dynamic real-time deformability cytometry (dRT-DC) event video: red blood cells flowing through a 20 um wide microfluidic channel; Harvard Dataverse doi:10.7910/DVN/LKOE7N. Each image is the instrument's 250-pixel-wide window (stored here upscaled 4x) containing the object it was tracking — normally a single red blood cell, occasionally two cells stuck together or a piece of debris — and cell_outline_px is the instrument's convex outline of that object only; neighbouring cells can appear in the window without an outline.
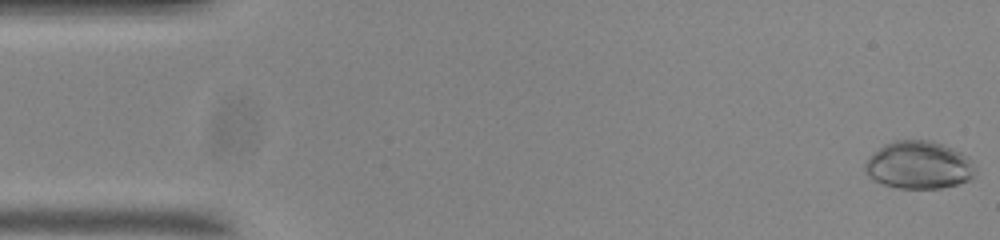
{"species": "common noctule bat (a hibernating species)", "species_latin": "Nyctalus noctula", "temperature_condition": "room temperature", "stored_images_in_passage": 55, "camera_frame_rate_fps": 3000, "um_per_image_px": 0.085, "animal": {"sex": "male", "body_mass_g": 20.0, "forearm_length_mm": 53.3}, "frame": {"image": 1, "passage_image": 1, "time_ms": 0.0, "image_size_px": [1000, 240], "cell_outline_px": [[972, 180], [940, 188], [896, 188], [884, 184], [868, 176], [864, 172], [864, 164], [868, 156], [884, 144], [896, 140], [928, 140], [952, 148], [968, 156], [972, 160]], "centroid_in_image_um": [78.05, 14.03], "position_along_channel_um": 6.9, "area_um2": 30.52}}
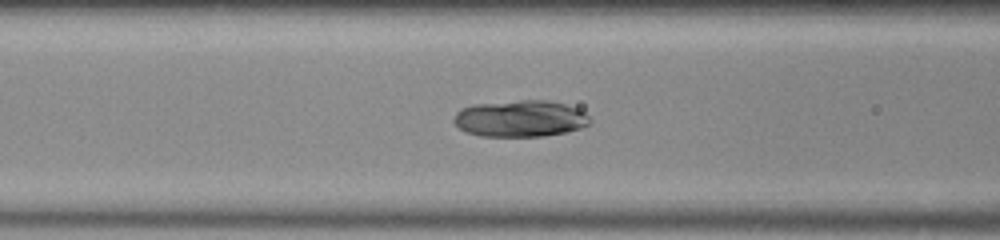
{"frame": {"image": 2, "passage_image": 21, "time_ms": 6.667, "image_size_px": [1000, 240], "cell_outline_px": [[592, 120], [588, 124], [580, 128], [564, 132], [544, 136], [480, 136], [464, 132], [452, 120], [456, 112], [460, 108], [476, 104], [520, 100], [548, 100], [564, 104], [576, 108], [584, 112]], "centroid_in_image_um": [44.19, 10.08], "position_along_channel_um": 122.4, "area_um2": 29.02}}
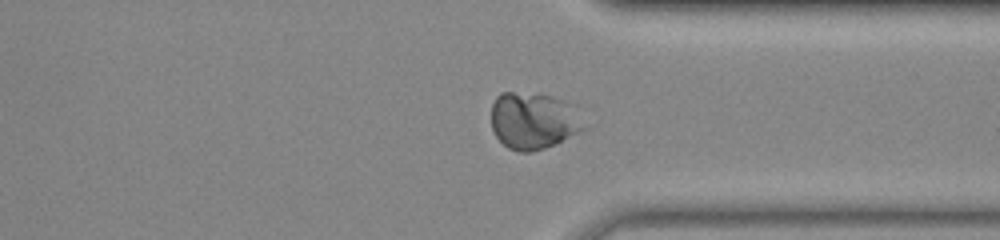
{"frame": {"image": 3, "passage_image": 41, "time_ms": 13.333, "image_size_px": [1000, 240], "cell_outline_px": [[588, 128], [556, 144], [532, 152], [520, 152], [508, 148], [496, 136], [492, 128], [492, 104], [496, 96], [500, 92], [512, 92], [552, 96], [580, 104]], "centroid_in_image_um": [45.47, 10.25], "position_along_channel_um": 365.9, "area_um2": 31.73}, "authors_computed_cell_mechanics": {"area_um2": 29.5936, "velocity_mm_per_s": 3.6744, "shape_relaxation_time_tau1_ms": null, "shape_relaxation_time_tau2_ms": 1.8187, "deformation_change_tau1": null, "deformation_change_tau2": 0.0271}}